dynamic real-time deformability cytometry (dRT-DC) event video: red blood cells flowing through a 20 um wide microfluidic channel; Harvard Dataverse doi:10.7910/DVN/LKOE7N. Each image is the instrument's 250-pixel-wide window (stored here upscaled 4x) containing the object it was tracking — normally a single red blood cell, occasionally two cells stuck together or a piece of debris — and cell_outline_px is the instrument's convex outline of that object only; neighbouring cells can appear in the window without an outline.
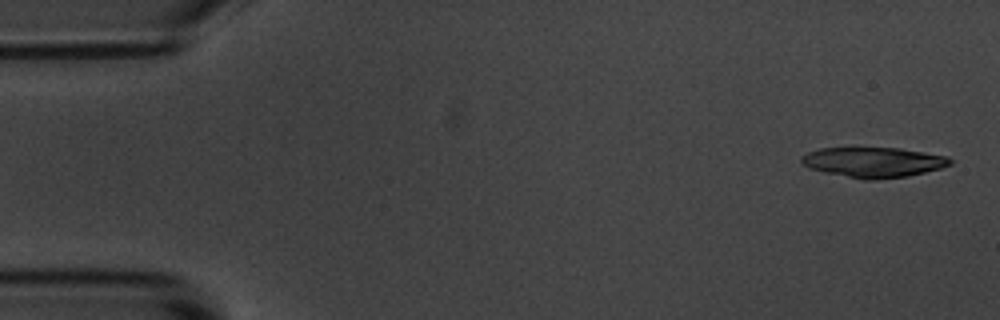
{"species": "common noctule bat (a hibernating species)", "species_latin": "Nyctalus noctula", "temperature_condition": "room temperature", "stored_images_in_passage": 3, "camera_frame_rate_fps": 3000, "um_per_image_px": 0.085, "animal": {"sex": "male", "body_mass_g": 20.1, "forearm_length_mm": 53.5}, "frame": {"image": 1, "passage_image": 1, "time_ms": 0.0, "image_size_px": [1000, 320], "cell_outline_px": [[952, 164], [940, 168], [908, 176], [876, 180], [864, 180], [824, 172], [808, 168], [800, 160], [800, 156], [808, 152], [820, 148], [852, 144], [856, 144], [900, 148], [948, 156], [952, 160]], "centroid_in_image_um": [74.17, 13.73], "position_along_channel_um": 10.8, "area_um2": 27.4}}